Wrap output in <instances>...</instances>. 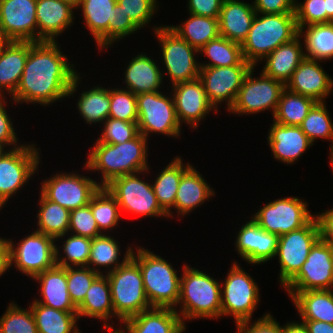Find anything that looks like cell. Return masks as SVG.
Masks as SVG:
<instances>
[{"label": "cell", "mask_w": 333, "mask_h": 333, "mask_svg": "<svg viewBox=\"0 0 333 333\" xmlns=\"http://www.w3.org/2000/svg\"><path fill=\"white\" fill-rule=\"evenodd\" d=\"M329 151H330V158H333V144L330 145V148H329Z\"/></svg>", "instance_id": "67"}, {"label": "cell", "mask_w": 333, "mask_h": 333, "mask_svg": "<svg viewBox=\"0 0 333 333\" xmlns=\"http://www.w3.org/2000/svg\"><path fill=\"white\" fill-rule=\"evenodd\" d=\"M148 140L142 134L119 144L95 142L89 150L85 169L101 172L99 185L105 187L113 179L148 170Z\"/></svg>", "instance_id": "2"}, {"label": "cell", "mask_w": 333, "mask_h": 333, "mask_svg": "<svg viewBox=\"0 0 333 333\" xmlns=\"http://www.w3.org/2000/svg\"><path fill=\"white\" fill-rule=\"evenodd\" d=\"M317 102L307 96L284 88L273 118L281 125L300 126L309 111Z\"/></svg>", "instance_id": "42"}, {"label": "cell", "mask_w": 333, "mask_h": 333, "mask_svg": "<svg viewBox=\"0 0 333 333\" xmlns=\"http://www.w3.org/2000/svg\"><path fill=\"white\" fill-rule=\"evenodd\" d=\"M256 11L252 4L241 0H224L219 17V34L242 44L252 26Z\"/></svg>", "instance_id": "26"}, {"label": "cell", "mask_w": 333, "mask_h": 333, "mask_svg": "<svg viewBox=\"0 0 333 333\" xmlns=\"http://www.w3.org/2000/svg\"><path fill=\"white\" fill-rule=\"evenodd\" d=\"M254 69L255 67H252L247 73L229 112L249 115L269 109L274 115L285 85L266 76L262 71L259 77L253 78V72H256Z\"/></svg>", "instance_id": "16"}, {"label": "cell", "mask_w": 333, "mask_h": 333, "mask_svg": "<svg viewBox=\"0 0 333 333\" xmlns=\"http://www.w3.org/2000/svg\"><path fill=\"white\" fill-rule=\"evenodd\" d=\"M29 41H9L0 54V98L15 94L28 58Z\"/></svg>", "instance_id": "28"}, {"label": "cell", "mask_w": 333, "mask_h": 333, "mask_svg": "<svg viewBox=\"0 0 333 333\" xmlns=\"http://www.w3.org/2000/svg\"><path fill=\"white\" fill-rule=\"evenodd\" d=\"M130 19L141 29L147 26L158 9L157 0H116Z\"/></svg>", "instance_id": "52"}, {"label": "cell", "mask_w": 333, "mask_h": 333, "mask_svg": "<svg viewBox=\"0 0 333 333\" xmlns=\"http://www.w3.org/2000/svg\"><path fill=\"white\" fill-rule=\"evenodd\" d=\"M120 323V329L126 333H183L186 329L180 315L172 308L152 307Z\"/></svg>", "instance_id": "25"}, {"label": "cell", "mask_w": 333, "mask_h": 333, "mask_svg": "<svg viewBox=\"0 0 333 333\" xmlns=\"http://www.w3.org/2000/svg\"><path fill=\"white\" fill-rule=\"evenodd\" d=\"M116 3V0H81L78 7L99 50L108 49V27L112 24V10Z\"/></svg>", "instance_id": "34"}, {"label": "cell", "mask_w": 333, "mask_h": 333, "mask_svg": "<svg viewBox=\"0 0 333 333\" xmlns=\"http://www.w3.org/2000/svg\"><path fill=\"white\" fill-rule=\"evenodd\" d=\"M95 238L103 235L97 226L96 220L90 208V203L70 211L68 233Z\"/></svg>", "instance_id": "51"}, {"label": "cell", "mask_w": 333, "mask_h": 333, "mask_svg": "<svg viewBox=\"0 0 333 333\" xmlns=\"http://www.w3.org/2000/svg\"><path fill=\"white\" fill-rule=\"evenodd\" d=\"M320 228V238L333 244V208L315 214Z\"/></svg>", "instance_id": "59"}, {"label": "cell", "mask_w": 333, "mask_h": 333, "mask_svg": "<svg viewBox=\"0 0 333 333\" xmlns=\"http://www.w3.org/2000/svg\"><path fill=\"white\" fill-rule=\"evenodd\" d=\"M221 282V317L233 316L235 323L252 320L260 301V292L254 278L237 261Z\"/></svg>", "instance_id": "7"}, {"label": "cell", "mask_w": 333, "mask_h": 333, "mask_svg": "<svg viewBox=\"0 0 333 333\" xmlns=\"http://www.w3.org/2000/svg\"><path fill=\"white\" fill-rule=\"evenodd\" d=\"M37 0H0V29L9 41L37 42Z\"/></svg>", "instance_id": "19"}, {"label": "cell", "mask_w": 333, "mask_h": 333, "mask_svg": "<svg viewBox=\"0 0 333 333\" xmlns=\"http://www.w3.org/2000/svg\"><path fill=\"white\" fill-rule=\"evenodd\" d=\"M10 246V266L31 278L56 265V239L32 232L18 243L7 239Z\"/></svg>", "instance_id": "14"}, {"label": "cell", "mask_w": 333, "mask_h": 333, "mask_svg": "<svg viewBox=\"0 0 333 333\" xmlns=\"http://www.w3.org/2000/svg\"><path fill=\"white\" fill-rule=\"evenodd\" d=\"M141 30L116 3L112 10V24L108 27V47ZM114 42V43H113Z\"/></svg>", "instance_id": "54"}, {"label": "cell", "mask_w": 333, "mask_h": 333, "mask_svg": "<svg viewBox=\"0 0 333 333\" xmlns=\"http://www.w3.org/2000/svg\"><path fill=\"white\" fill-rule=\"evenodd\" d=\"M153 30L162 49V64L167 69L162 76L168 73L172 85L199 78L200 62L195 59L199 50L166 25L154 26Z\"/></svg>", "instance_id": "9"}, {"label": "cell", "mask_w": 333, "mask_h": 333, "mask_svg": "<svg viewBox=\"0 0 333 333\" xmlns=\"http://www.w3.org/2000/svg\"><path fill=\"white\" fill-rule=\"evenodd\" d=\"M224 0H188V12L198 16L218 18Z\"/></svg>", "instance_id": "58"}, {"label": "cell", "mask_w": 333, "mask_h": 333, "mask_svg": "<svg viewBox=\"0 0 333 333\" xmlns=\"http://www.w3.org/2000/svg\"><path fill=\"white\" fill-rule=\"evenodd\" d=\"M39 150L26 143L0 153V210L38 171Z\"/></svg>", "instance_id": "8"}, {"label": "cell", "mask_w": 333, "mask_h": 333, "mask_svg": "<svg viewBox=\"0 0 333 333\" xmlns=\"http://www.w3.org/2000/svg\"><path fill=\"white\" fill-rule=\"evenodd\" d=\"M78 318L89 317L104 321V328L114 327L109 319L114 318L111 288L107 275L100 274L86 292L84 300L77 306Z\"/></svg>", "instance_id": "32"}, {"label": "cell", "mask_w": 333, "mask_h": 333, "mask_svg": "<svg viewBox=\"0 0 333 333\" xmlns=\"http://www.w3.org/2000/svg\"><path fill=\"white\" fill-rule=\"evenodd\" d=\"M299 36L304 37L306 58L319 62L333 59V22L302 27Z\"/></svg>", "instance_id": "38"}, {"label": "cell", "mask_w": 333, "mask_h": 333, "mask_svg": "<svg viewBox=\"0 0 333 333\" xmlns=\"http://www.w3.org/2000/svg\"><path fill=\"white\" fill-rule=\"evenodd\" d=\"M150 170L127 174L113 179L105 187L116 198L121 212L142 217H165L168 215L157 202L152 185L139 177Z\"/></svg>", "instance_id": "10"}, {"label": "cell", "mask_w": 333, "mask_h": 333, "mask_svg": "<svg viewBox=\"0 0 333 333\" xmlns=\"http://www.w3.org/2000/svg\"><path fill=\"white\" fill-rule=\"evenodd\" d=\"M62 243L63 255H60L58 245H56V265L61 267L87 266L90 258L92 239L84 236L71 234ZM63 256V257H62Z\"/></svg>", "instance_id": "46"}, {"label": "cell", "mask_w": 333, "mask_h": 333, "mask_svg": "<svg viewBox=\"0 0 333 333\" xmlns=\"http://www.w3.org/2000/svg\"><path fill=\"white\" fill-rule=\"evenodd\" d=\"M291 300L301 320L333 324V289L297 292Z\"/></svg>", "instance_id": "35"}, {"label": "cell", "mask_w": 333, "mask_h": 333, "mask_svg": "<svg viewBox=\"0 0 333 333\" xmlns=\"http://www.w3.org/2000/svg\"><path fill=\"white\" fill-rule=\"evenodd\" d=\"M236 328L237 333H282V326L270 312L253 322L251 320L238 322Z\"/></svg>", "instance_id": "55"}, {"label": "cell", "mask_w": 333, "mask_h": 333, "mask_svg": "<svg viewBox=\"0 0 333 333\" xmlns=\"http://www.w3.org/2000/svg\"><path fill=\"white\" fill-rule=\"evenodd\" d=\"M189 16L182 24L168 25V27L191 46L200 50L210 40L220 35L218 18L198 16L191 13Z\"/></svg>", "instance_id": "39"}, {"label": "cell", "mask_w": 333, "mask_h": 333, "mask_svg": "<svg viewBox=\"0 0 333 333\" xmlns=\"http://www.w3.org/2000/svg\"><path fill=\"white\" fill-rule=\"evenodd\" d=\"M180 275V296L177 303L183 323L192 319L221 318V282L210 274L184 264Z\"/></svg>", "instance_id": "3"}, {"label": "cell", "mask_w": 333, "mask_h": 333, "mask_svg": "<svg viewBox=\"0 0 333 333\" xmlns=\"http://www.w3.org/2000/svg\"><path fill=\"white\" fill-rule=\"evenodd\" d=\"M9 42V40L6 38V36L2 33V30L0 29V54L2 52V49L5 47V45Z\"/></svg>", "instance_id": "64"}, {"label": "cell", "mask_w": 333, "mask_h": 333, "mask_svg": "<svg viewBox=\"0 0 333 333\" xmlns=\"http://www.w3.org/2000/svg\"><path fill=\"white\" fill-rule=\"evenodd\" d=\"M288 90L324 102L333 91V79L317 60L304 58L286 83Z\"/></svg>", "instance_id": "22"}, {"label": "cell", "mask_w": 333, "mask_h": 333, "mask_svg": "<svg viewBox=\"0 0 333 333\" xmlns=\"http://www.w3.org/2000/svg\"><path fill=\"white\" fill-rule=\"evenodd\" d=\"M5 100L6 98H0V147L3 149H5V147H8V149H14L23 145V143L19 145L17 144V132H15V128L13 127L12 118L9 117L6 111L5 104L8 100ZM9 146H11V148H9Z\"/></svg>", "instance_id": "56"}, {"label": "cell", "mask_w": 333, "mask_h": 333, "mask_svg": "<svg viewBox=\"0 0 333 333\" xmlns=\"http://www.w3.org/2000/svg\"><path fill=\"white\" fill-rule=\"evenodd\" d=\"M305 323L309 333H333V324L315 321V320H301Z\"/></svg>", "instance_id": "61"}, {"label": "cell", "mask_w": 333, "mask_h": 333, "mask_svg": "<svg viewBox=\"0 0 333 333\" xmlns=\"http://www.w3.org/2000/svg\"><path fill=\"white\" fill-rule=\"evenodd\" d=\"M38 333H82L79 331L77 312H67L32 302L29 305Z\"/></svg>", "instance_id": "37"}, {"label": "cell", "mask_w": 333, "mask_h": 333, "mask_svg": "<svg viewBox=\"0 0 333 333\" xmlns=\"http://www.w3.org/2000/svg\"><path fill=\"white\" fill-rule=\"evenodd\" d=\"M314 144L317 139H325L333 144V123L325 102H317L299 126Z\"/></svg>", "instance_id": "45"}, {"label": "cell", "mask_w": 333, "mask_h": 333, "mask_svg": "<svg viewBox=\"0 0 333 333\" xmlns=\"http://www.w3.org/2000/svg\"><path fill=\"white\" fill-rule=\"evenodd\" d=\"M259 14V15H258ZM299 35L295 13H256L247 37L241 44L243 57L253 67L263 62L281 44Z\"/></svg>", "instance_id": "4"}, {"label": "cell", "mask_w": 333, "mask_h": 333, "mask_svg": "<svg viewBox=\"0 0 333 333\" xmlns=\"http://www.w3.org/2000/svg\"><path fill=\"white\" fill-rule=\"evenodd\" d=\"M330 161H331V166H332V171H333V158H330Z\"/></svg>", "instance_id": "68"}, {"label": "cell", "mask_w": 333, "mask_h": 333, "mask_svg": "<svg viewBox=\"0 0 333 333\" xmlns=\"http://www.w3.org/2000/svg\"><path fill=\"white\" fill-rule=\"evenodd\" d=\"M306 201L298 197H283L268 202L254 215L253 220L265 231L278 236L301 229L313 218Z\"/></svg>", "instance_id": "13"}, {"label": "cell", "mask_w": 333, "mask_h": 333, "mask_svg": "<svg viewBox=\"0 0 333 333\" xmlns=\"http://www.w3.org/2000/svg\"><path fill=\"white\" fill-rule=\"evenodd\" d=\"M252 65L225 67H200L202 81L208 102L218 112V105L225 101L227 111L235 103L242 83Z\"/></svg>", "instance_id": "18"}, {"label": "cell", "mask_w": 333, "mask_h": 333, "mask_svg": "<svg viewBox=\"0 0 333 333\" xmlns=\"http://www.w3.org/2000/svg\"><path fill=\"white\" fill-rule=\"evenodd\" d=\"M103 130L96 142L119 144L136 138L139 133L137 122L122 121L107 118L103 123Z\"/></svg>", "instance_id": "50"}, {"label": "cell", "mask_w": 333, "mask_h": 333, "mask_svg": "<svg viewBox=\"0 0 333 333\" xmlns=\"http://www.w3.org/2000/svg\"><path fill=\"white\" fill-rule=\"evenodd\" d=\"M100 274L87 266L67 267V285L71 301L77 307Z\"/></svg>", "instance_id": "49"}, {"label": "cell", "mask_w": 333, "mask_h": 333, "mask_svg": "<svg viewBox=\"0 0 333 333\" xmlns=\"http://www.w3.org/2000/svg\"><path fill=\"white\" fill-rule=\"evenodd\" d=\"M132 252L139 264L146 297L151 307L176 310L180 296V278L171 263L143 246Z\"/></svg>", "instance_id": "5"}, {"label": "cell", "mask_w": 333, "mask_h": 333, "mask_svg": "<svg viewBox=\"0 0 333 333\" xmlns=\"http://www.w3.org/2000/svg\"><path fill=\"white\" fill-rule=\"evenodd\" d=\"M201 173L190 166L182 175L177 189L174 210L178 216H185L214 196L213 188ZM180 214V215H179Z\"/></svg>", "instance_id": "30"}, {"label": "cell", "mask_w": 333, "mask_h": 333, "mask_svg": "<svg viewBox=\"0 0 333 333\" xmlns=\"http://www.w3.org/2000/svg\"><path fill=\"white\" fill-rule=\"evenodd\" d=\"M326 23L333 22V0H325Z\"/></svg>", "instance_id": "63"}, {"label": "cell", "mask_w": 333, "mask_h": 333, "mask_svg": "<svg viewBox=\"0 0 333 333\" xmlns=\"http://www.w3.org/2000/svg\"><path fill=\"white\" fill-rule=\"evenodd\" d=\"M295 3L296 0H254L253 6L260 14L295 13Z\"/></svg>", "instance_id": "57"}, {"label": "cell", "mask_w": 333, "mask_h": 333, "mask_svg": "<svg viewBox=\"0 0 333 333\" xmlns=\"http://www.w3.org/2000/svg\"><path fill=\"white\" fill-rule=\"evenodd\" d=\"M199 53L209 59L208 63H199L200 67L251 65L243 57L241 44L230 41L221 35L210 40L199 50Z\"/></svg>", "instance_id": "41"}, {"label": "cell", "mask_w": 333, "mask_h": 333, "mask_svg": "<svg viewBox=\"0 0 333 333\" xmlns=\"http://www.w3.org/2000/svg\"><path fill=\"white\" fill-rule=\"evenodd\" d=\"M171 96V97H170ZM161 91L136 95L138 107L137 125L139 133L148 139L149 134L158 133L178 138L181 125L177 119L173 96Z\"/></svg>", "instance_id": "11"}, {"label": "cell", "mask_w": 333, "mask_h": 333, "mask_svg": "<svg viewBox=\"0 0 333 333\" xmlns=\"http://www.w3.org/2000/svg\"><path fill=\"white\" fill-rule=\"evenodd\" d=\"M172 86V94L177 119L180 123L188 124L191 128L197 129L201 120L215 111V108L208 102L205 88L200 78L177 83Z\"/></svg>", "instance_id": "20"}, {"label": "cell", "mask_w": 333, "mask_h": 333, "mask_svg": "<svg viewBox=\"0 0 333 333\" xmlns=\"http://www.w3.org/2000/svg\"><path fill=\"white\" fill-rule=\"evenodd\" d=\"M107 331H109L110 333H125L123 332L120 328H113V327H109V328H105Z\"/></svg>", "instance_id": "66"}, {"label": "cell", "mask_w": 333, "mask_h": 333, "mask_svg": "<svg viewBox=\"0 0 333 333\" xmlns=\"http://www.w3.org/2000/svg\"><path fill=\"white\" fill-rule=\"evenodd\" d=\"M282 333H309V331L302 321H288L282 326Z\"/></svg>", "instance_id": "62"}, {"label": "cell", "mask_w": 333, "mask_h": 333, "mask_svg": "<svg viewBox=\"0 0 333 333\" xmlns=\"http://www.w3.org/2000/svg\"><path fill=\"white\" fill-rule=\"evenodd\" d=\"M0 333H38L33 313L10 302L7 310L0 317Z\"/></svg>", "instance_id": "47"}, {"label": "cell", "mask_w": 333, "mask_h": 333, "mask_svg": "<svg viewBox=\"0 0 333 333\" xmlns=\"http://www.w3.org/2000/svg\"><path fill=\"white\" fill-rule=\"evenodd\" d=\"M131 59L125 68V72H123L125 73V81L123 82L126 90L131 91L135 95L159 91L164 77L156 61L151 59V56L145 55V53H139Z\"/></svg>", "instance_id": "29"}, {"label": "cell", "mask_w": 333, "mask_h": 333, "mask_svg": "<svg viewBox=\"0 0 333 333\" xmlns=\"http://www.w3.org/2000/svg\"><path fill=\"white\" fill-rule=\"evenodd\" d=\"M37 213V229L35 231L51 236L58 241L69 236L70 210L53 201L46 199L41 193ZM58 239V240H57Z\"/></svg>", "instance_id": "40"}, {"label": "cell", "mask_w": 333, "mask_h": 333, "mask_svg": "<svg viewBox=\"0 0 333 333\" xmlns=\"http://www.w3.org/2000/svg\"><path fill=\"white\" fill-rule=\"evenodd\" d=\"M181 156H176L158 173L155 181L152 182V188L155 193L158 204L168 215L173 216L177 189L183 173L191 166L190 163H184Z\"/></svg>", "instance_id": "33"}, {"label": "cell", "mask_w": 333, "mask_h": 333, "mask_svg": "<svg viewBox=\"0 0 333 333\" xmlns=\"http://www.w3.org/2000/svg\"><path fill=\"white\" fill-rule=\"evenodd\" d=\"M90 208L102 234L111 232L121 219V210L116 198L106 187H100L90 200ZM105 232V233H104Z\"/></svg>", "instance_id": "44"}, {"label": "cell", "mask_w": 333, "mask_h": 333, "mask_svg": "<svg viewBox=\"0 0 333 333\" xmlns=\"http://www.w3.org/2000/svg\"><path fill=\"white\" fill-rule=\"evenodd\" d=\"M120 245L115 238L111 237L108 233L99 237H95L91 242L90 258L88 260V267L93 271L103 274L102 268H107L105 274L116 270L119 266L125 263L132 256V246L127 247L124 257L120 263ZM101 271V272H100Z\"/></svg>", "instance_id": "36"}, {"label": "cell", "mask_w": 333, "mask_h": 333, "mask_svg": "<svg viewBox=\"0 0 333 333\" xmlns=\"http://www.w3.org/2000/svg\"><path fill=\"white\" fill-rule=\"evenodd\" d=\"M12 268L10 266V246L6 238L0 237V277L6 271Z\"/></svg>", "instance_id": "60"}, {"label": "cell", "mask_w": 333, "mask_h": 333, "mask_svg": "<svg viewBox=\"0 0 333 333\" xmlns=\"http://www.w3.org/2000/svg\"><path fill=\"white\" fill-rule=\"evenodd\" d=\"M109 118L137 122L138 107L136 95L125 88H111Z\"/></svg>", "instance_id": "48"}, {"label": "cell", "mask_w": 333, "mask_h": 333, "mask_svg": "<svg viewBox=\"0 0 333 333\" xmlns=\"http://www.w3.org/2000/svg\"><path fill=\"white\" fill-rule=\"evenodd\" d=\"M267 142L274 159L283 164H293L313 144L299 126L281 125L272 122Z\"/></svg>", "instance_id": "24"}, {"label": "cell", "mask_w": 333, "mask_h": 333, "mask_svg": "<svg viewBox=\"0 0 333 333\" xmlns=\"http://www.w3.org/2000/svg\"><path fill=\"white\" fill-rule=\"evenodd\" d=\"M295 18L298 29L311 24L326 23L325 0H304L295 3Z\"/></svg>", "instance_id": "53"}, {"label": "cell", "mask_w": 333, "mask_h": 333, "mask_svg": "<svg viewBox=\"0 0 333 333\" xmlns=\"http://www.w3.org/2000/svg\"><path fill=\"white\" fill-rule=\"evenodd\" d=\"M61 51L58 42L29 41L28 58L19 86L10 97L12 102L47 106L75 95L81 74Z\"/></svg>", "instance_id": "1"}, {"label": "cell", "mask_w": 333, "mask_h": 333, "mask_svg": "<svg viewBox=\"0 0 333 333\" xmlns=\"http://www.w3.org/2000/svg\"><path fill=\"white\" fill-rule=\"evenodd\" d=\"M40 184L39 191L46 199L70 211L89 204L101 187L99 182L76 172L56 173Z\"/></svg>", "instance_id": "17"}, {"label": "cell", "mask_w": 333, "mask_h": 333, "mask_svg": "<svg viewBox=\"0 0 333 333\" xmlns=\"http://www.w3.org/2000/svg\"><path fill=\"white\" fill-rule=\"evenodd\" d=\"M111 89L100 86L82 91L77 102V110L87 124L102 123L109 117Z\"/></svg>", "instance_id": "43"}, {"label": "cell", "mask_w": 333, "mask_h": 333, "mask_svg": "<svg viewBox=\"0 0 333 333\" xmlns=\"http://www.w3.org/2000/svg\"><path fill=\"white\" fill-rule=\"evenodd\" d=\"M106 275L116 320L121 322L152 308L145 294L139 264L132 257Z\"/></svg>", "instance_id": "6"}, {"label": "cell", "mask_w": 333, "mask_h": 333, "mask_svg": "<svg viewBox=\"0 0 333 333\" xmlns=\"http://www.w3.org/2000/svg\"><path fill=\"white\" fill-rule=\"evenodd\" d=\"M61 1L70 4L75 9H78V7L81 3V0H61Z\"/></svg>", "instance_id": "65"}, {"label": "cell", "mask_w": 333, "mask_h": 333, "mask_svg": "<svg viewBox=\"0 0 333 333\" xmlns=\"http://www.w3.org/2000/svg\"><path fill=\"white\" fill-rule=\"evenodd\" d=\"M298 35L292 41L281 44L277 49L271 52L266 58L262 72L282 82L284 85L290 80L292 74L305 58L303 43Z\"/></svg>", "instance_id": "31"}, {"label": "cell", "mask_w": 333, "mask_h": 333, "mask_svg": "<svg viewBox=\"0 0 333 333\" xmlns=\"http://www.w3.org/2000/svg\"><path fill=\"white\" fill-rule=\"evenodd\" d=\"M320 238V228L314 217L306 226L279 236L277 252L280 264L279 282L285 286L305 263L311 247Z\"/></svg>", "instance_id": "15"}, {"label": "cell", "mask_w": 333, "mask_h": 333, "mask_svg": "<svg viewBox=\"0 0 333 333\" xmlns=\"http://www.w3.org/2000/svg\"><path fill=\"white\" fill-rule=\"evenodd\" d=\"M74 7L61 0H37V42H56L74 23Z\"/></svg>", "instance_id": "23"}, {"label": "cell", "mask_w": 333, "mask_h": 333, "mask_svg": "<svg viewBox=\"0 0 333 333\" xmlns=\"http://www.w3.org/2000/svg\"><path fill=\"white\" fill-rule=\"evenodd\" d=\"M38 281L41 299L33 302L43 304L60 311L77 312V307L70 299L67 285V267L55 265L32 278Z\"/></svg>", "instance_id": "27"}, {"label": "cell", "mask_w": 333, "mask_h": 333, "mask_svg": "<svg viewBox=\"0 0 333 333\" xmlns=\"http://www.w3.org/2000/svg\"><path fill=\"white\" fill-rule=\"evenodd\" d=\"M290 298L297 292L333 289V244L319 238L299 272L283 287Z\"/></svg>", "instance_id": "12"}, {"label": "cell", "mask_w": 333, "mask_h": 333, "mask_svg": "<svg viewBox=\"0 0 333 333\" xmlns=\"http://www.w3.org/2000/svg\"><path fill=\"white\" fill-rule=\"evenodd\" d=\"M237 233L235 249L248 264H262L275 257L279 236L262 229L253 218Z\"/></svg>", "instance_id": "21"}]
</instances>
